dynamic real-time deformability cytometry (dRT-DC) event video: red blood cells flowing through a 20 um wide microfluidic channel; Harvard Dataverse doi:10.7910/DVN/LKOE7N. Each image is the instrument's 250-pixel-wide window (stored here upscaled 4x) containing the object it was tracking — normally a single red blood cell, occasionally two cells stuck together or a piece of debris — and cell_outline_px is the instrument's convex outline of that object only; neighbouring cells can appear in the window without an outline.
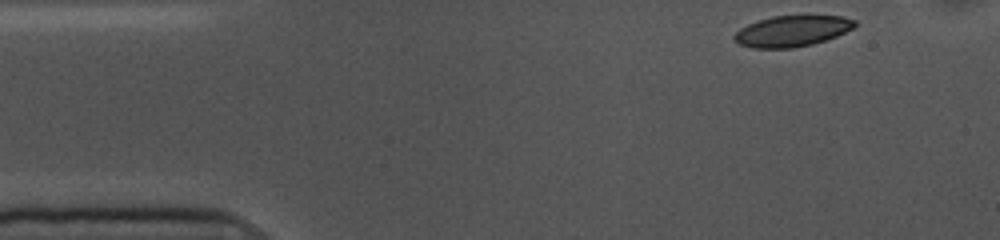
{"species": "common noctule bat (a hibernating species)", "species_latin": "Nyctalus noctula", "temperature_condition": "cold", "stored_images_in_passage": 50, "camera_frame_rate_fps": 3000, "um_per_image_px": 0.085, "animal": {"sex": "female", "body_mass_g": 10.0, "forearm_length_mm": 53.1}, "frame": {"image": 1, "passage_image": 1, "time_ms": 0.0, "image_size_px": [1000, 240], "cell_outline_px": [[856, 24], [852, 28], [836, 36], [812, 44], [792, 48], [752, 48], [740, 44], [732, 36], [740, 28], [748, 24], [772, 16], [844, 16], [856, 20]], "centroid_in_image_um": [67.31, 2.64], "position_along_channel_um": 17.7, "area_um2": 21.5}}
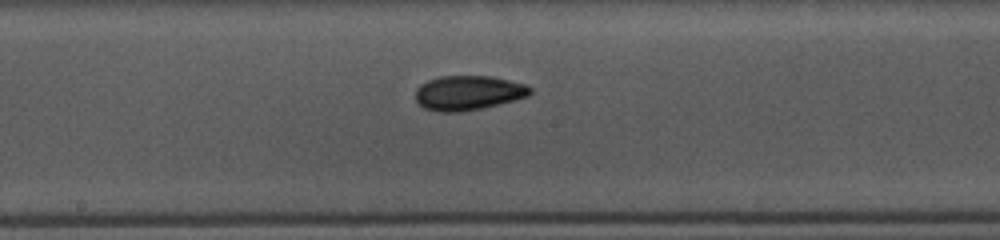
{"frame": {"image": 2, "passage_image": 23, "time_ms": 7.333, "image_size_px": [1000, 240], "cell_outline_px": [[532, 92], [528, 96], [516, 100], [480, 108], [456, 112], [440, 112], [424, 108], [416, 100], [416, 88], [420, 84], [428, 80], [440, 76], [492, 76], [524, 84], [532, 88]], "centroid_in_image_um": [39.79, 7.88], "position_along_channel_um": 208.4, "area_um2": 23.0}}
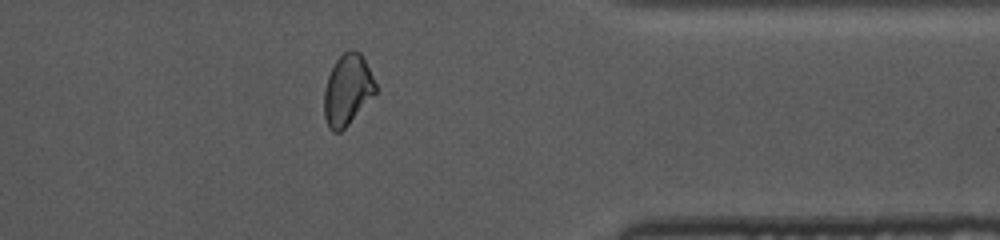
{"frame": {"image": 3, "passage_image": 39, "time_ms": 12.667, "image_size_px": [1000, 240], "cell_outline_px": [[376, 92], [348, 124], [340, 132], [332, 132], [328, 128], [324, 116], [324, 88], [328, 76], [336, 60], [348, 48], [352, 48], [360, 52], [376, 84]], "centroid_in_image_um": [29.5, 7.63], "position_along_channel_um": 381.9, "area_um2": 21.04}, "authors_computed_cell_mechanics": {"area_um2": 22.5998, "velocity_mm_per_s": 3.5727, "shape_relaxation_time_tau1_ms": 5.1726, "shape_relaxation_time_tau2_ms": 2.9682, "deformation_change_tau1": 0.1145, "deformation_change_tau2": 0.0696}}